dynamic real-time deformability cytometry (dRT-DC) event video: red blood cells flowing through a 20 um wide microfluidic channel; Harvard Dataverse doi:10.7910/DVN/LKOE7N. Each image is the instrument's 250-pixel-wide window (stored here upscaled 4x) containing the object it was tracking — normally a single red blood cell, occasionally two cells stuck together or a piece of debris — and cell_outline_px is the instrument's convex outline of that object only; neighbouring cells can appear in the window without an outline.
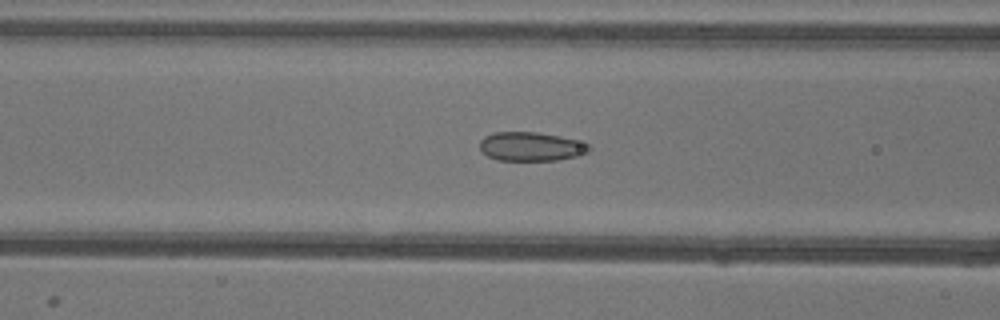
{"species": "common noctule bat (a hibernating species)", "species_latin": "Nyctalus noctula", "temperature_condition": "warm", "stored_images_in_passage": 47, "camera_frame_rate_fps": 3000, "um_per_image_px": 0.085, "animal": {"sex": "female"}, "frame": {"image": 1, "passage_image": 19, "time_ms": 6.0, "image_size_px": [1000, 320], "cell_outline_px": [[592, 148], [588, 152], [576, 156], [556, 160], [500, 160], [488, 156], [480, 148], [480, 140], [484, 136], [492, 132], [536, 132], [560, 136], [576, 140], [588, 144]], "centroid_in_image_um": [45.13, 12.44], "position_along_channel_um": 121.5, "area_um2": 18.32}}
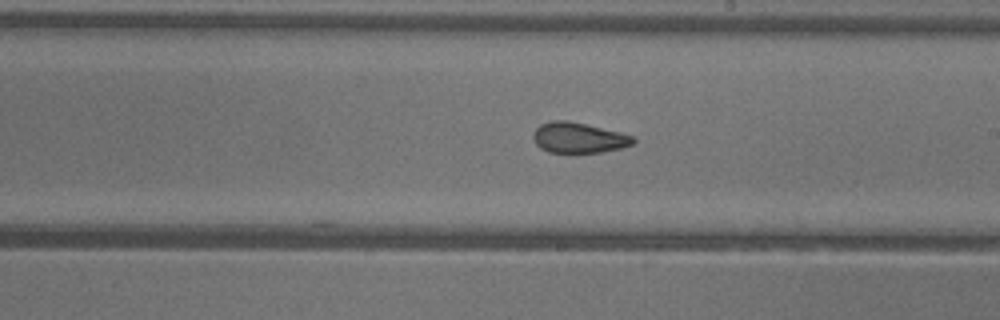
{"frame": {"image": 2, "passage_image": 28, "time_ms": 9.0, "image_size_px": [1000, 320], "cell_outline_px": [[636, 140], [632, 144], [620, 148], [600, 152], [548, 152], [540, 148], [536, 144], [532, 136], [532, 132], [540, 124], [552, 120], [568, 120], [620, 132], [636, 136]], "centroid_in_image_um": [49.17, 11.69], "position_along_channel_um": 239.8, "area_um2": 17.8}}
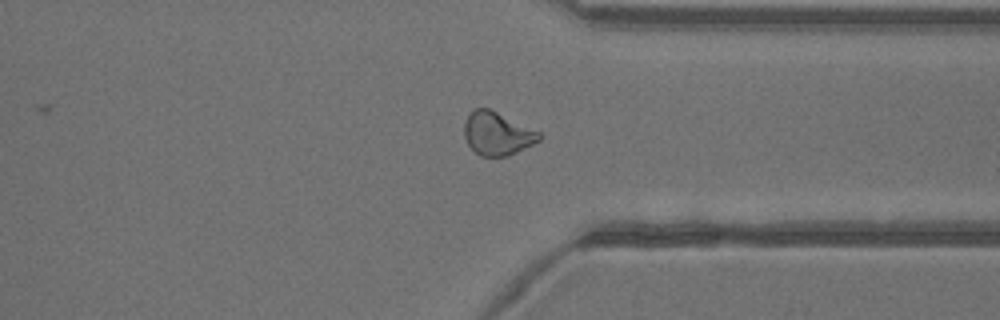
{"frame": {"image": 3, "passage_image": 38, "time_ms": 12.333, "image_size_px": [1000, 320], "cell_outline_px": [[544, 136], [540, 140], [508, 156], [480, 156], [468, 144], [464, 136], [464, 120], [472, 108], [488, 108], [540, 132]], "centroid_in_image_um": [42.24, 11.34], "position_along_channel_um": 369.2, "area_um2": 18.79}, "authors_computed_cell_mechanics": {"area_um2": 19.0162, "velocity_mm_per_s": 3.945, "shape_relaxation_time_tau1_ms": null, "shape_relaxation_time_tau2_ms": 1.7021, "deformation_change_tau1": null, "deformation_change_tau2": 0.0701}}